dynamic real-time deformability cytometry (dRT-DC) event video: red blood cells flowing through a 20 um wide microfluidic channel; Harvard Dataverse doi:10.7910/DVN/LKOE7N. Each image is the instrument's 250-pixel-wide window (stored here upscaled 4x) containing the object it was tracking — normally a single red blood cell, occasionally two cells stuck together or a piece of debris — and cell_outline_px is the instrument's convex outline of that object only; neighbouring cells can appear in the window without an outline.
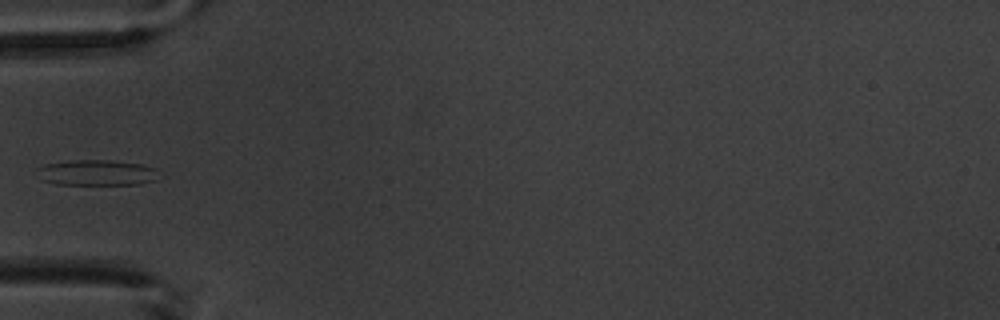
{"species": "common noctule bat (a hibernating species)", "species_latin": "Nyctalus noctula", "temperature_condition": "warm", "stored_images_in_passage": 3, "camera_frame_rate_fps": 3000, "um_per_image_px": 0.085, "animal": {"sex": "male", "body_mass_g": 20.1, "forearm_length_mm": 53.5}, "frame": {"image": 1, "passage_image": 3, "time_ms": 3.0, "image_size_px": [1000, 320], "cell_outline_px": [[156, 180], [140, 184], [56, 184], [40, 180], [36, 168], [44, 164], [68, 160], [108, 160], [140, 164], [156, 168]], "centroid_in_image_um": [8.15, 14.67], "position_along_channel_um": 76.8, "area_um2": 18.21}}